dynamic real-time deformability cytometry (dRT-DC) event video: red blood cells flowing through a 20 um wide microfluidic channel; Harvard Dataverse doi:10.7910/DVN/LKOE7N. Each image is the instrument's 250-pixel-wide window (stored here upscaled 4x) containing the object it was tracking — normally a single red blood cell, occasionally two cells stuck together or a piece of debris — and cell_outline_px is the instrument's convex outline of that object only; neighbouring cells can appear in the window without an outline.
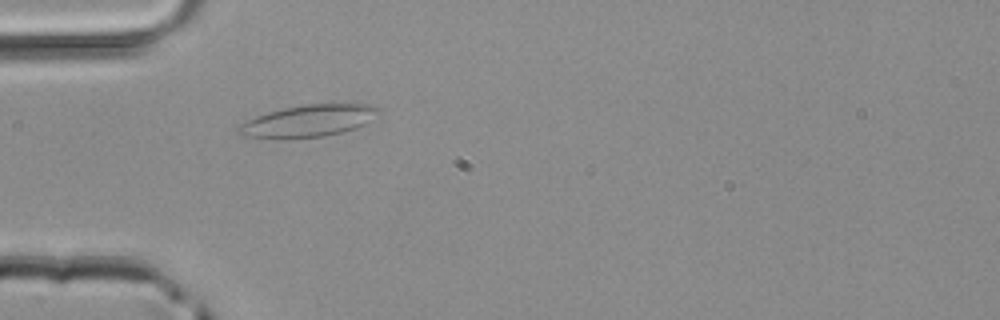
{"species": "common noctule bat (a hibernating species)", "species_latin": "Nyctalus noctula", "temperature_condition": "room temperature", "stored_images_in_passage": 41, "camera_frame_rate_fps": 3000, "um_per_image_px": 0.085, "animal": {"sex": "male", "body_mass_g": 20.4}, "frame": {"image": 1, "passage_image": 9, "time_ms": 2.667, "image_size_px": [1000, 320], "cell_outline_px": [[384, 112], [364, 124], [356, 128], [324, 136], [276, 140], [240, 136], [236, 132], [236, 128], [240, 124], [256, 116], [268, 112], [284, 108], [308, 104], [352, 100], [376, 104]], "centroid_in_image_um": [26.32, 10.24], "position_along_channel_um": 58.7, "area_um2": 27.63}}
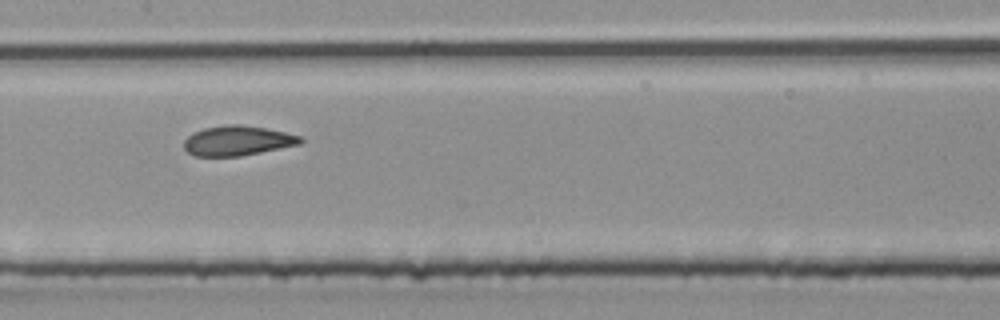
{"frame": {"image": 2, "passage_image": 18, "time_ms": 5.667, "image_size_px": [1000, 320], "cell_outline_px": [[304, 140], [300, 144], [240, 156], [192, 156], [184, 148], [184, 140], [188, 136], [204, 128], [232, 124], [240, 124], [264, 128], [284, 132], [300, 136]], "centroid_in_image_um": [20.17, 11.96], "position_along_channel_um": 187.2, "area_um2": 20.0}}
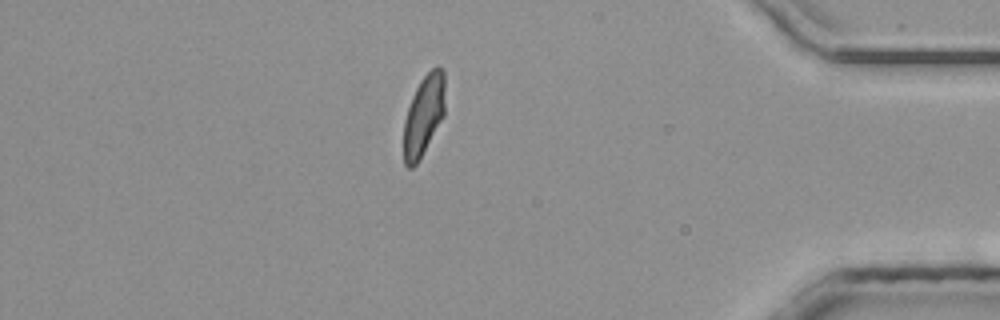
{"frame": {"image": 3, "passage_image": 35, "time_ms": 11.333, "image_size_px": [1000, 320], "cell_outline_px": [[444, 116], [416, 164], [412, 168], [408, 168], [404, 164], [404, 120], [412, 96], [420, 80], [432, 68], [444, 68]], "centroid_in_image_um": [36.01, 9.8], "position_along_channel_um": 399.2, "area_um2": 19.13}}